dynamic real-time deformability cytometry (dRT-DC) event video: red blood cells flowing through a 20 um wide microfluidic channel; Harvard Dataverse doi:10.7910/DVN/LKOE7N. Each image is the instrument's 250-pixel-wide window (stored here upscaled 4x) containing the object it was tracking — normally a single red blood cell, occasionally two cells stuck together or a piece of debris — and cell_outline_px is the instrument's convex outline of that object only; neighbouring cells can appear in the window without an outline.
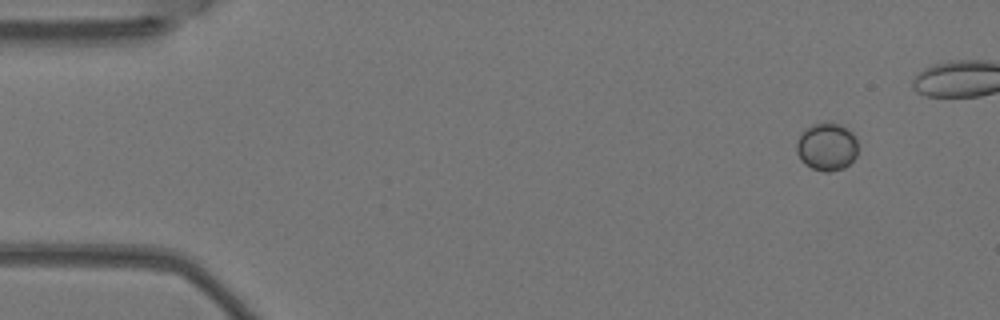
{"species": "Egyptian fruit bat (a non-hibernating species)", "species_latin": "Rousettus aegyptiacus", "temperature_condition": "warm", "stored_images_in_passage": 5, "camera_frame_rate_fps": 3000, "um_per_image_px": 0.085, "animal": {"sex": "female"}, "frame": {"image": 1, "passage_image": 1, "time_ms": 0.0, "image_size_px": [1000, 320], "cell_outline_px": [[856, 156], [844, 168], [828, 172], [824, 172], [812, 168], [804, 164], [800, 160], [796, 152], [796, 140], [800, 132], [804, 128], [812, 124], [828, 120], [832, 120], [840, 124], [852, 132], [856, 140]], "centroid_in_image_um": [70.22, 12.43], "position_along_channel_um": 14.8, "area_um2": 17.57}}